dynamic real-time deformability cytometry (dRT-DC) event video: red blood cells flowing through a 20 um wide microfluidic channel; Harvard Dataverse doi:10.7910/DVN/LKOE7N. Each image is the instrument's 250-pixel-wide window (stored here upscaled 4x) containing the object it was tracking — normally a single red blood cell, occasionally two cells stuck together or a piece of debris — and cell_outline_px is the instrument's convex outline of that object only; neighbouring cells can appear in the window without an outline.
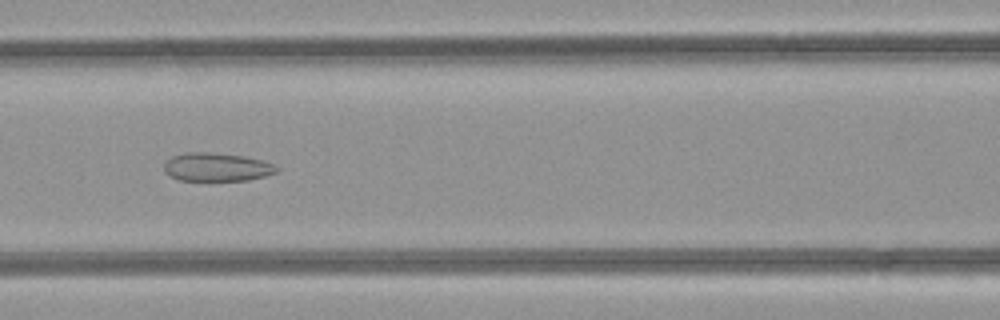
{"species": "common noctule bat (a hibernating species)", "species_latin": "Nyctalus noctula", "temperature_condition": "room temperature", "stored_images_in_passage": 48, "camera_frame_rate_fps": 3000, "um_per_image_px": 0.085, "animal": {"sex": "female", "body_mass_g": 21.9}, "frame": {"image": 1, "passage_image": 20, "time_ms": 6.333, "image_size_px": [1000, 320], "cell_outline_px": [[280, 168], [276, 172], [264, 176], [248, 180], [180, 180], [164, 172], [164, 164], [172, 156], [184, 152], [208, 152], [244, 156], [264, 160]], "centroid_in_image_um": [18.43, 14.19], "position_along_channel_um": 148.2, "area_um2": 18.55}}
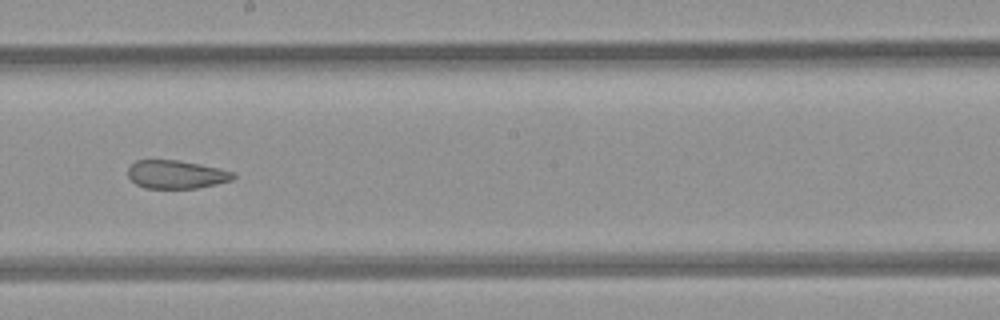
{"frame": {"image": 2, "passage_image": 26, "time_ms": 8.333, "image_size_px": [1000, 320], "cell_outline_px": [[236, 176], [232, 180], [216, 184], [196, 188], [144, 188], [136, 184], [128, 176], [128, 168], [136, 160], [176, 160], [200, 164], [220, 168], [236, 172]], "centroid_in_image_um": [15.01, 14.82], "position_along_channel_um": 233.2, "area_um2": 17.4}}
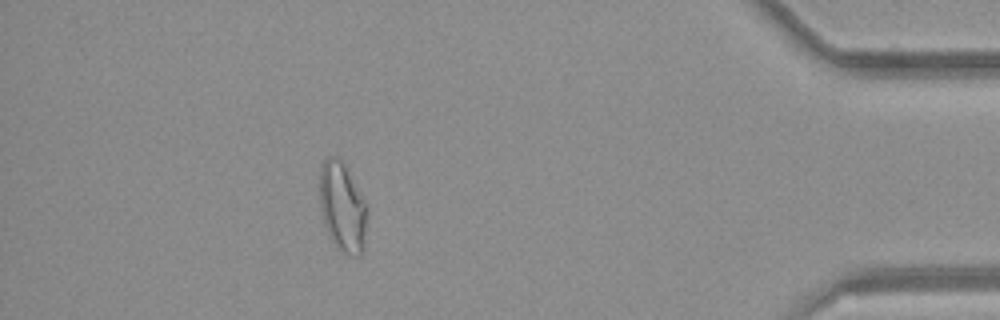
{"frame": {"image": 3, "passage_image": 42, "time_ms": 13.667, "image_size_px": [1000, 320], "cell_outline_px": [[364, 248], [360, 256], [352, 256], [336, 248], [324, 224], [320, 204], [320, 164], [328, 156], [336, 156], [344, 164], [364, 204]], "centroid_in_image_um": [29.04, 17.61], "position_along_channel_um": 406.2, "area_um2": 23.76}, "authors_computed_cell_mechanics": {"area_um2": 22.9177, "velocity_mm_per_s": 4.2652, "shape_relaxation_time_tau1_ms": null, "shape_relaxation_time_tau2_ms": 1.8455, "deformation_change_tau1": null, "deformation_change_tau2": 0.0941}}